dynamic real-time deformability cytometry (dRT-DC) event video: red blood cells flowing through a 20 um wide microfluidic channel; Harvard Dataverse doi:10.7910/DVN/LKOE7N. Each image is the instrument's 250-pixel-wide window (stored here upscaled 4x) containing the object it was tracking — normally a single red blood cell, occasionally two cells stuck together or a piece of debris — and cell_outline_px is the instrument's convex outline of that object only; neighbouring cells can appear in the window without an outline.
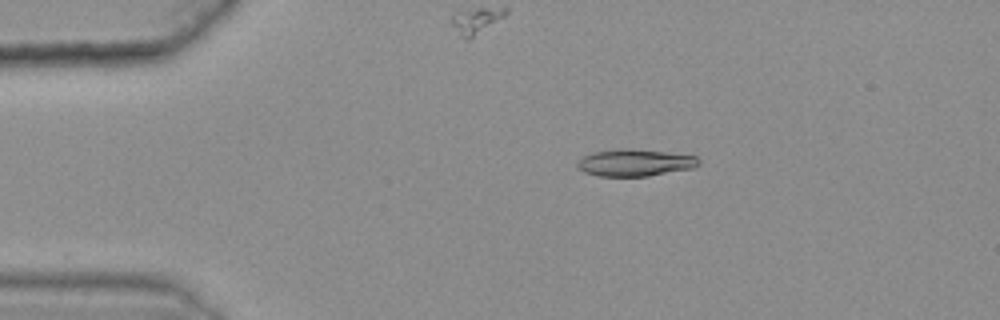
{"species": "common noctule bat (a hibernating species)", "species_latin": "Nyctalus noctula", "temperature_condition": "warm", "stored_images_in_passage": 54, "camera_frame_rate_fps": 3000, "um_per_image_px": 0.085, "animal": {"sex": "female", "body_mass_g": 25.1}, "frame": {"image": 1, "passage_image": 11, "time_ms": 3.333, "image_size_px": [1000, 320], "cell_outline_px": [[700, 164], [692, 168], [648, 176], [600, 176], [584, 172], [576, 164], [584, 156], [592, 152], [620, 148], [664, 152], [696, 156], [700, 160]], "centroid_in_image_um": [53.97, 13.83], "position_along_channel_um": 31.0, "area_um2": 18.79}}
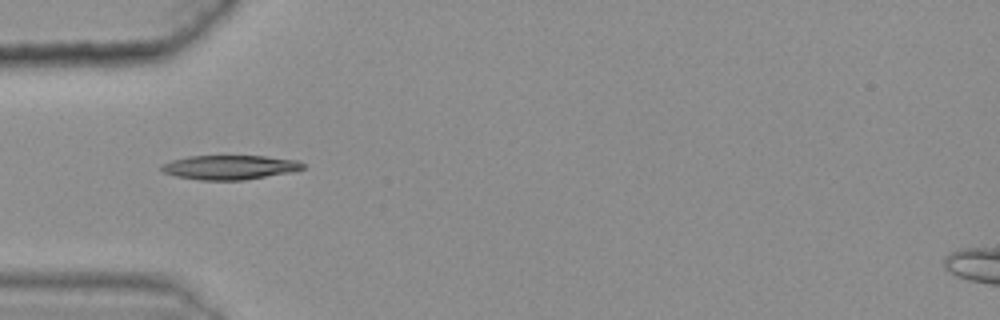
{"frame": {"image": 2, "passage_image": 18, "time_ms": 5.667, "image_size_px": [1000, 320], "cell_outline_px": [[304, 168], [292, 172], [244, 180], [200, 180], [176, 176], [164, 172], [160, 168], [160, 164], [172, 160], [188, 156], [264, 156], [296, 160], [304, 164]], "centroid_in_image_um": [19.51, 14.22], "position_along_channel_um": 65.5, "area_um2": 20.0}}
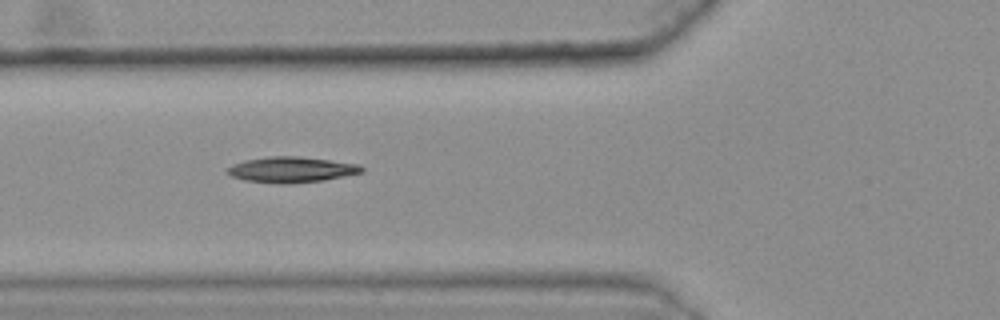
{"frame": {"image": 3, "passage_image": 21, "time_ms": 6.667, "image_size_px": [1000, 320], "cell_outline_px": [[364, 172], [324, 180], [288, 184], [280, 184], [244, 180], [232, 176], [224, 172], [224, 168], [232, 164], [244, 160], [268, 156], [300, 156], [360, 164], [364, 168]], "centroid_in_image_um": [24.73, 14.41], "position_along_channel_um": 101.1, "area_um2": 20.4}}